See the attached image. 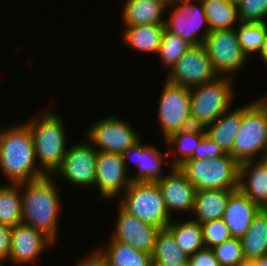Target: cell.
I'll return each instance as SVG.
<instances>
[{"label": "cell", "instance_id": "obj_1", "mask_svg": "<svg viewBox=\"0 0 267 266\" xmlns=\"http://www.w3.org/2000/svg\"><path fill=\"white\" fill-rule=\"evenodd\" d=\"M22 220L42 232L53 243L58 237L60 215V196L52 175L21 182Z\"/></svg>", "mask_w": 267, "mask_h": 266}, {"label": "cell", "instance_id": "obj_2", "mask_svg": "<svg viewBox=\"0 0 267 266\" xmlns=\"http://www.w3.org/2000/svg\"><path fill=\"white\" fill-rule=\"evenodd\" d=\"M0 169L9 183L28 182L46 175L37 164L33 139L25 123L0 129Z\"/></svg>", "mask_w": 267, "mask_h": 266}, {"label": "cell", "instance_id": "obj_3", "mask_svg": "<svg viewBox=\"0 0 267 266\" xmlns=\"http://www.w3.org/2000/svg\"><path fill=\"white\" fill-rule=\"evenodd\" d=\"M29 127L37 164L46 175H54L66 155V129L59 114L45 109V113L31 117Z\"/></svg>", "mask_w": 267, "mask_h": 266}, {"label": "cell", "instance_id": "obj_4", "mask_svg": "<svg viewBox=\"0 0 267 266\" xmlns=\"http://www.w3.org/2000/svg\"><path fill=\"white\" fill-rule=\"evenodd\" d=\"M266 151L267 104L259 97L242 106L241 127L235 136L230 155L240 164L258 161L257 155L262 156Z\"/></svg>", "mask_w": 267, "mask_h": 266}, {"label": "cell", "instance_id": "obj_5", "mask_svg": "<svg viewBox=\"0 0 267 266\" xmlns=\"http://www.w3.org/2000/svg\"><path fill=\"white\" fill-rule=\"evenodd\" d=\"M239 163L225 153L216 159H188L178 168L196 190H237Z\"/></svg>", "mask_w": 267, "mask_h": 266}, {"label": "cell", "instance_id": "obj_6", "mask_svg": "<svg viewBox=\"0 0 267 266\" xmlns=\"http://www.w3.org/2000/svg\"><path fill=\"white\" fill-rule=\"evenodd\" d=\"M233 79L218 76L216 79L190 88L191 122L193 126L205 127L231 109Z\"/></svg>", "mask_w": 267, "mask_h": 266}, {"label": "cell", "instance_id": "obj_7", "mask_svg": "<svg viewBox=\"0 0 267 266\" xmlns=\"http://www.w3.org/2000/svg\"><path fill=\"white\" fill-rule=\"evenodd\" d=\"M122 194L119 205L139 220L160 229L172 221L157 182L132 181Z\"/></svg>", "mask_w": 267, "mask_h": 266}, {"label": "cell", "instance_id": "obj_8", "mask_svg": "<svg viewBox=\"0 0 267 266\" xmlns=\"http://www.w3.org/2000/svg\"><path fill=\"white\" fill-rule=\"evenodd\" d=\"M203 45L219 76L233 78L248 62L249 58L242 51L235 28L210 31Z\"/></svg>", "mask_w": 267, "mask_h": 266}, {"label": "cell", "instance_id": "obj_9", "mask_svg": "<svg viewBox=\"0 0 267 266\" xmlns=\"http://www.w3.org/2000/svg\"><path fill=\"white\" fill-rule=\"evenodd\" d=\"M193 1H197L195 3L198 4L192 3V0H174L168 5L167 7L169 8L171 6L172 8L176 7L172 10L170 17L164 19V27L165 30L181 36L191 45H199L204 43V40L210 33V28L202 1ZM199 30H202L201 34L198 32Z\"/></svg>", "mask_w": 267, "mask_h": 266}, {"label": "cell", "instance_id": "obj_10", "mask_svg": "<svg viewBox=\"0 0 267 266\" xmlns=\"http://www.w3.org/2000/svg\"><path fill=\"white\" fill-rule=\"evenodd\" d=\"M158 107V121L164 139L172 133L194 127L191 122L189 88L165 81Z\"/></svg>", "mask_w": 267, "mask_h": 266}, {"label": "cell", "instance_id": "obj_11", "mask_svg": "<svg viewBox=\"0 0 267 266\" xmlns=\"http://www.w3.org/2000/svg\"><path fill=\"white\" fill-rule=\"evenodd\" d=\"M87 138L97 151L124 154L141 137L128 122L116 116L102 118L88 128Z\"/></svg>", "mask_w": 267, "mask_h": 266}, {"label": "cell", "instance_id": "obj_12", "mask_svg": "<svg viewBox=\"0 0 267 266\" xmlns=\"http://www.w3.org/2000/svg\"><path fill=\"white\" fill-rule=\"evenodd\" d=\"M167 75V82L189 89L210 82L219 76L203 44L192 45Z\"/></svg>", "mask_w": 267, "mask_h": 266}, {"label": "cell", "instance_id": "obj_13", "mask_svg": "<svg viewBox=\"0 0 267 266\" xmlns=\"http://www.w3.org/2000/svg\"><path fill=\"white\" fill-rule=\"evenodd\" d=\"M67 149L61 166L54 174H60L62 178L79 186H94L97 150L88 141Z\"/></svg>", "mask_w": 267, "mask_h": 266}, {"label": "cell", "instance_id": "obj_14", "mask_svg": "<svg viewBox=\"0 0 267 266\" xmlns=\"http://www.w3.org/2000/svg\"><path fill=\"white\" fill-rule=\"evenodd\" d=\"M126 171L123 154L97 151L94 186L99 188L102 198L113 199L129 187L132 181Z\"/></svg>", "mask_w": 267, "mask_h": 266}, {"label": "cell", "instance_id": "obj_15", "mask_svg": "<svg viewBox=\"0 0 267 266\" xmlns=\"http://www.w3.org/2000/svg\"><path fill=\"white\" fill-rule=\"evenodd\" d=\"M116 229L110 236L116 242H122L133 248L152 254L160 228L152 226L130 215L118 204Z\"/></svg>", "mask_w": 267, "mask_h": 266}, {"label": "cell", "instance_id": "obj_16", "mask_svg": "<svg viewBox=\"0 0 267 266\" xmlns=\"http://www.w3.org/2000/svg\"><path fill=\"white\" fill-rule=\"evenodd\" d=\"M169 173L156 181L170 217L172 212H193L196 187L178 167H170Z\"/></svg>", "mask_w": 267, "mask_h": 266}, {"label": "cell", "instance_id": "obj_17", "mask_svg": "<svg viewBox=\"0 0 267 266\" xmlns=\"http://www.w3.org/2000/svg\"><path fill=\"white\" fill-rule=\"evenodd\" d=\"M51 245L53 242L42 232L30 225L18 223L12 227L8 261L18 266L28 265Z\"/></svg>", "mask_w": 267, "mask_h": 266}, {"label": "cell", "instance_id": "obj_18", "mask_svg": "<svg viewBox=\"0 0 267 266\" xmlns=\"http://www.w3.org/2000/svg\"><path fill=\"white\" fill-rule=\"evenodd\" d=\"M141 143L143 142H141L140 139L123 154L125 168L127 170L128 161L133 160L135 166L138 167L139 172L136 175L134 174L133 176L129 175L131 181L156 182L165 176V174H162L161 165L169 164V162L167 163V161L164 160V158L166 156H169V154L168 152L166 154H163L161 150H158L155 145H143Z\"/></svg>", "mask_w": 267, "mask_h": 266}, {"label": "cell", "instance_id": "obj_19", "mask_svg": "<svg viewBox=\"0 0 267 266\" xmlns=\"http://www.w3.org/2000/svg\"><path fill=\"white\" fill-rule=\"evenodd\" d=\"M260 209L255 202H252L239 189L233 191L228 198L222 218L232 237L239 239L243 237Z\"/></svg>", "mask_w": 267, "mask_h": 266}, {"label": "cell", "instance_id": "obj_20", "mask_svg": "<svg viewBox=\"0 0 267 266\" xmlns=\"http://www.w3.org/2000/svg\"><path fill=\"white\" fill-rule=\"evenodd\" d=\"M238 189L260 208L267 204V170L259 161L240 163Z\"/></svg>", "mask_w": 267, "mask_h": 266}, {"label": "cell", "instance_id": "obj_21", "mask_svg": "<svg viewBox=\"0 0 267 266\" xmlns=\"http://www.w3.org/2000/svg\"><path fill=\"white\" fill-rule=\"evenodd\" d=\"M242 121V106L225 111L216 121L204 127L206 136L214 141L224 153L232 152V145Z\"/></svg>", "mask_w": 267, "mask_h": 266}, {"label": "cell", "instance_id": "obj_22", "mask_svg": "<svg viewBox=\"0 0 267 266\" xmlns=\"http://www.w3.org/2000/svg\"><path fill=\"white\" fill-rule=\"evenodd\" d=\"M167 5L159 0H126L122 11L125 27L164 24L162 16ZM163 14V15H162Z\"/></svg>", "mask_w": 267, "mask_h": 266}, {"label": "cell", "instance_id": "obj_23", "mask_svg": "<svg viewBox=\"0 0 267 266\" xmlns=\"http://www.w3.org/2000/svg\"><path fill=\"white\" fill-rule=\"evenodd\" d=\"M233 191L235 190H196L193 213L197 218L193 220L202 224L207 221L222 219L228 198Z\"/></svg>", "mask_w": 267, "mask_h": 266}, {"label": "cell", "instance_id": "obj_24", "mask_svg": "<svg viewBox=\"0 0 267 266\" xmlns=\"http://www.w3.org/2000/svg\"><path fill=\"white\" fill-rule=\"evenodd\" d=\"M165 30L164 24L125 27L123 41L131 49L142 53H157Z\"/></svg>", "mask_w": 267, "mask_h": 266}, {"label": "cell", "instance_id": "obj_25", "mask_svg": "<svg viewBox=\"0 0 267 266\" xmlns=\"http://www.w3.org/2000/svg\"><path fill=\"white\" fill-rule=\"evenodd\" d=\"M245 261L267 255V213L261 208L247 232L240 238Z\"/></svg>", "mask_w": 267, "mask_h": 266}, {"label": "cell", "instance_id": "obj_26", "mask_svg": "<svg viewBox=\"0 0 267 266\" xmlns=\"http://www.w3.org/2000/svg\"><path fill=\"white\" fill-rule=\"evenodd\" d=\"M205 135L204 127L194 126L186 130L172 133L166 138V145L169 146V151H171H168V154L176 155V152H180L179 156L176 155V158L174 157V160L170 162V167H179L186 160L190 159Z\"/></svg>", "mask_w": 267, "mask_h": 266}, {"label": "cell", "instance_id": "obj_27", "mask_svg": "<svg viewBox=\"0 0 267 266\" xmlns=\"http://www.w3.org/2000/svg\"><path fill=\"white\" fill-rule=\"evenodd\" d=\"M151 257L153 266H188L189 260L167 228L160 229Z\"/></svg>", "mask_w": 267, "mask_h": 266}, {"label": "cell", "instance_id": "obj_28", "mask_svg": "<svg viewBox=\"0 0 267 266\" xmlns=\"http://www.w3.org/2000/svg\"><path fill=\"white\" fill-rule=\"evenodd\" d=\"M173 220L166 228L173 234L177 245L187 256L205 247L201 223L191 218L179 222Z\"/></svg>", "mask_w": 267, "mask_h": 266}, {"label": "cell", "instance_id": "obj_29", "mask_svg": "<svg viewBox=\"0 0 267 266\" xmlns=\"http://www.w3.org/2000/svg\"><path fill=\"white\" fill-rule=\"evenodd\" d=\"M207 22L212 30H227L236 28L239 22L238 6L230 0H201Z\"/></svg>", "mask_w": 267, "mask_h": 266}, {"label": "cell", "instance_id": "obj_30", "mask_svg": "<svg viewBox=\"0 0 267 266\" xmlns=\"http://www.w3.org/2000/svg\"><path fill=\"white\" fill-rule=\"evenodd\" d=\"M106 249H101L109 266H153L151 254L137 250L128 244L108 241Z\"/></svg>", "mask_w": 267, "mask_h": 266}, {"label": "cell", "instance_id": "obj_31", "mask_svg": "<svg viewBox=\"0 0 267 266\" xmlns=\"http://www.w3.org/2000/svg\"><path fill=\"white\" fill-rule=\"evenodd\" d=\"M22 220L20 183L0 185V223L15 226Z\"/></svg>", "mask_w": 267, "mask_h": 266}, {"label": "cell", "instance_id": "obj_32", "mask_svg": "<svg viewBox=\"0 0 267 266\" xmlns=\"http://www.w3.org/2000/svg\"><path fill=\"white\" fill-rule=\"evenodd\" d=\"M235 29L239 44L246 56L249 58L255 52L259 55L267 35V22H239V26Z\"/></svg>", "mask_w": 267, "mask_h": 266}, {"label": "cell", "instance_id": "obj_33", "mask_svg": "<svg viewBox=\"0 0 267 266\" xmlns=\"http://www.w3.org/2000/svg\"><path fill=\"white\" fill-rule=\"evenodd\" d=\"M191 46L181 36L164 30L157 53L163 66L170 70Z\"/></svg>", "mask_w": 267, "mask_h": 266}, {"label": "cell", "instance_id": "obj_34", "mask_svg": "<svg viewBox=\"0 0 267 266\" xmlns=\"http://www.w3.org/2000/svg\"><path fill=\"white\" fill-rule=\"evenodd\" d=\"M220 266H245L241 242L239 238H230L212 248Z\"/></svg>", "mask_w": 267, "mask_h": 266}, {"label": "cell", "instance_id": "obj_35", "mask_svg": "<svg viewBox=\"0 0 267 266\" xmlns=\"http://www.w3.org/2000/svg\"><path fill=\"white\" fill-rule=\"evenodd\" d=\"M203 232V243L206 248L216 245L232 238L229 228L223 219L211 220L201 224Z\"/></svg>", "mask_w": 267, "mask_h": 266}, {"label": "cell", "instance_id": "obj_36", "mask_svg": "<svg viewBox=\"0 0 267 266\" xmlns=\"http://www.w3.org/2000/svg\"><path fill=\"white\" fill-rule=\"evenodd\" d=\"M237 6L239 22H266L267 0H243Z\"/></svg>", "mask_w": 267, "mask_h": 266}, {"label": "cell", "instance_id": "obj_37", "mask_svg": "<svg viewBox=\"0 0 267 266\" xmlns=\"http://www.w3.org/2000/svg\"><path fill=\"white\" fill-rule=\"evenodd\" d=\"M224 154L221 148L205 135L190 159H216Z\"/></svg>", "mask_w": 267, "mask_h": 266}, {"label": "cell", "instance_id": "obj_38", "mask_svg": "<svg viewBox=\"0 0 267 266\" xmlns=\"http://www.w3.org/2000/svg\"><path fill=\"white\" fill-rule=\"evenodd\" d=\"M188 266H220L211 248H202L189 256Z\"/></svg>", "mask_w": 267, "mask_h": 266}, {"label": "cell", "instance_id": "obj_39", "mask_svg": "<svg viewBox=\"0 0 267 266\" xmlns=\"http://www.w3.org/2000/svg\"><path fill=\"white\" fill-rule=\"evenodd\" d=\"M11 231L12 227L0 223V262L8 261L11 249ZM7 260V261H5Z\"/></svg>", "mask_w": 267, "mask_h": 266}, {"label": "cell", "instance_id": "obj_40", "mask_svg": "<svg viewBox=\"0 0 267 266\" xmlns=\"http://www.w3.org/2000/svg\"><path fill=\"white\" fill-rule=\"evenodd\" d=\"M77 266H109L108 260L105 255L98 249L92 252L90 256L85 257L82 261L77 262Z\"/></svg>", "mask_w": 267, "mask_h": 266}, {"label": "cell", "instance_id": "obj_41", "mask_svg": "<svg viewBox=\"0 0 267 266\" xmlns=\"http://www.w3.org/2000/svg\"><path fill=\"white\" fill-rule=\"evenodd\" d=\"M249 266H267V255L253 259L248 263Z\"/></svg>", "mask_w": 267, "mask_h": 266}, {"label": "cell", "instance_id": "obj_42", "mask_svg": "<svg viewBox=\"0 0 267 266\" xmlns=\"http://www.w3.org/2000/svg\"><path fill=\"white\" fill-rule=\"evenodd\" d=\"M260 58L263 60L264 63H267V35L265 37V41L262 47L261 52L259 53Z\"/></svg>", "mask_w": 267, "mask_h": 266}, {"label": "cell", "instance_id": "obj_43", "mask_svg": "<svg viewBox=\"0 0 267 266\" xmlns=\"http://www.w3.org/2000/svg\"><path fill=\"white\" fill-rule=\"evenodd\" d=\"M258 161L264 166V168L267 170V151L262 155L259 156Z\"/></svg>", "mask_w": 267, "mask_h": 266}, {"label": "cell", "instance_id": "obj_44", "mask_svg": "<svg viewBox=\"0 0 267 266\" xmlns=\"http://www.w3.org/2000/svg\"><path fill=\"white\" fill-rule=\"evenodd\" d=\"M161 2H163L164 4H166L167 6L170 5L174 0H159Z\"/></svg>", "mask_w": 267, "mask_h": 266}, {"label": "cell", "instance_id": "obj_45", "mask_svg": "<svg viewBox=\"0 0 267 266\" xmlns=\"http://www.w3.org/2000/svg\"><path fill=\"white\" fill-rule=\"evenodd\" d=\"M231 2H233L235 5L240 4L243 0H230Z\"/></svg>", "mask_w": 267, "mask_h": 266}, {"label": "cell", "instance_id": "obj_46", "mask_svg": "<svg viewBox=\"0 0 267 266\" xmlns=\"http://www.w3.org/2000/svg\"><path fill=\"white\" fill-rule=\"evenodd\" d=\"M267 97V96H266ZM265 97V95H264V97H262L261 99L267 104V98Z\"/></svg>", "mask_w": 267, "mask_h": 266}, {"label": "cell", "instance_id": "obj_47", "mask_svg": "<svg viewBox=\"0 0 267 266\" xmlns=\"http://www.w3.org/2000/svg\"><path fill=\"white\" fill-rule=\"evenodd\" d=\"M263 210L267 213V204L263 207Z\"/></svg>", "mask_w": 267, "mask_h": 266}]
</instances>
